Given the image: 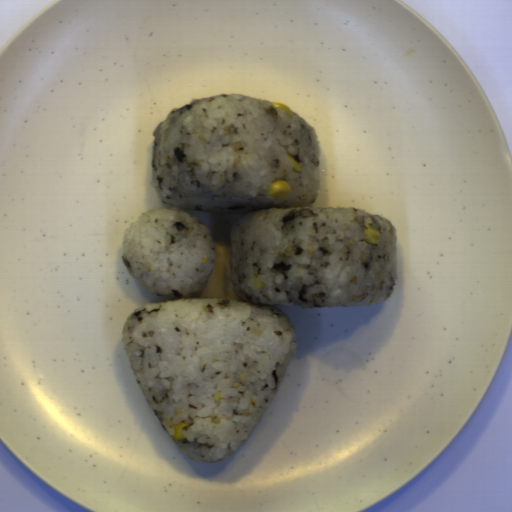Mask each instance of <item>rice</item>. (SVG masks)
<instances>
[{"label": "rice", "mask_w": 512, "mask_h": 512, "mask_svg": "<svg viewBox=\"0 0 512 512\" xmlns=\"http://www.w3.org/2000/svg\"><path fill=\"white\" fill-rule=\"evenodd\" d=\"M290 110V109H289ZM241 93L192 99L152 136L155 207L122 238L123 262L146 291L121 340L140 387L171 438L198 463L229 459L272 404L297 349L285 313L388 301L398 281L395 227L354 208L311 207L320 193L317 131L293 110ZM302 171L292 169L287 158ZM290 194L267 195L274 180ZM246 213L232 225L241 300L193 299L213 267L209 229L187 210ZM380 231L364 241V223ZM263 286L255 288L253 279Z\"/></svg>", "instance_id": "652b925c"}]
</instances>
